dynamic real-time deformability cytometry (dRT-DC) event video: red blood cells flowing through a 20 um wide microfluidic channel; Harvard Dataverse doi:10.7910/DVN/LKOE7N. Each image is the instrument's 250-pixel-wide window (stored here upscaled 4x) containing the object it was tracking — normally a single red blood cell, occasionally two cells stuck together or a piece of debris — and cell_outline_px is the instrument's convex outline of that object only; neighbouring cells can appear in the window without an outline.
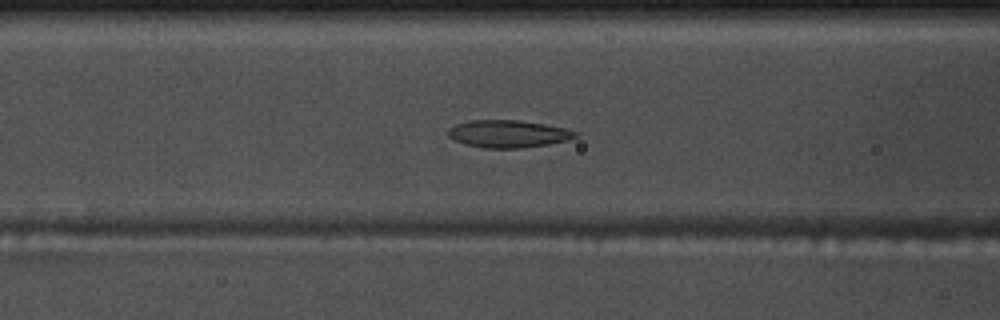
{"species": "common noctule bat (a hibernating species)", "species_latin": "Nyctalus noctula", "temperature_condition": "warm", "stored_images_in_passage": 56, "camera_frame_rate_fps": 3000, "um_per_image_px": 0.085, "animal": {"sex": "male", "body_mass_g": 17.5, "forearm_length_mm": 52.3}, "frame": {"image": 1, "passage_image": 22, "time_ms": 7.0, "image_size_px": [1000, 320], "cell_outline_px": [[580, 136], [568, 140], [548, 144], [524, 148], [484, 148], [464, 144], [448, 136], [448, 128], [456, 124], [468, 120], [516, 120], [544, 124], [564, 128], [580, 132]], "centroid_in_image_um": [43.22, 11.38], "position_along_channel_um": 123.4, "area_um2": 20.46}}
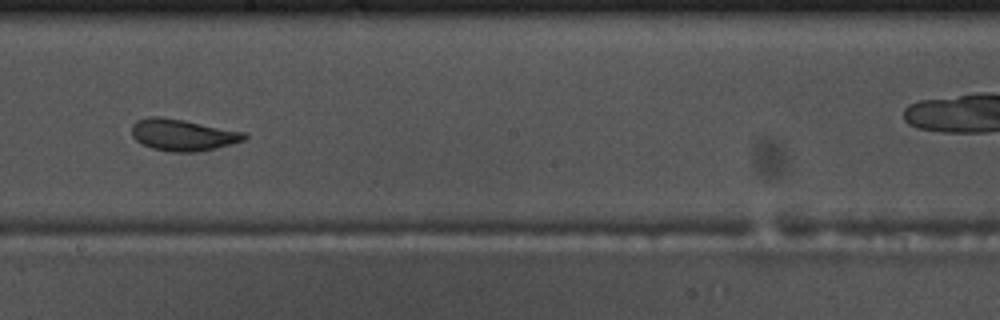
{"frame": {"image": 2, "passage_image": 31, "time_ms": 10.0, "image_size_px": [1000, 320], "cell_outline_px": [[248, 136], [244, 140], [216, 148], [196, 152], [168, 152], [152, 148], [136, 140], [132, 136], [132, 124], [136, 120], [148, 116], [160, 116], [184, 120], [244, 132]], "centroid_in_image_um": [15.5, 11.46], "position_along_channel_um": 232.7, "area_um2": 20.75}}
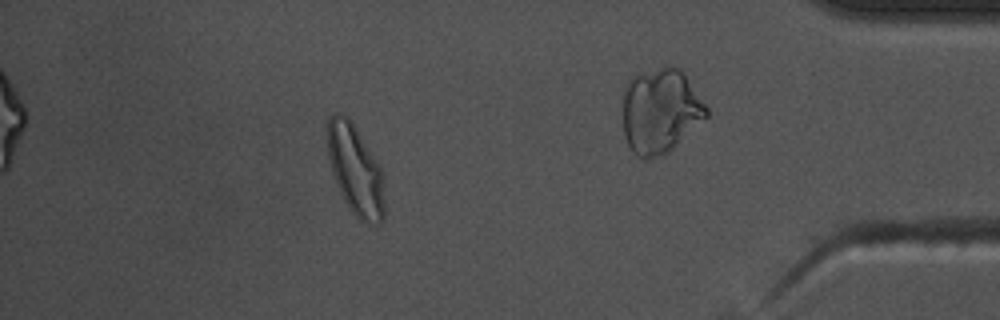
{"frame": {"image": 3, "passage_image": 49, "time_ms": 16.0, "image_size_px": [1000, 320], "cell_outline_px": [[384, 220], [380, 224], [372, 224], [360, 220], [348, 208], [336, 184], [332, 172], [328, 156], [328, 116], [332, 112], [340, 112], [348, 116], [380, 164], [384, 172]], "centroid_in_image_um": [30.23, 14.45], "position_along_channel_um": 405.0, "area_um2": 30.46}, "authors_computed_cell_mechanics": {"area_um2": 21.4727, "velocity_mm_per_s": 3.6624, "shape_relaxation_time_tau1_ms": 6.7407, "shape_relaxation_time_tau2_ms": 1.5385, "deformation_change_tau1": 0.1767, "deformation_change_tau2": 0.0852}}